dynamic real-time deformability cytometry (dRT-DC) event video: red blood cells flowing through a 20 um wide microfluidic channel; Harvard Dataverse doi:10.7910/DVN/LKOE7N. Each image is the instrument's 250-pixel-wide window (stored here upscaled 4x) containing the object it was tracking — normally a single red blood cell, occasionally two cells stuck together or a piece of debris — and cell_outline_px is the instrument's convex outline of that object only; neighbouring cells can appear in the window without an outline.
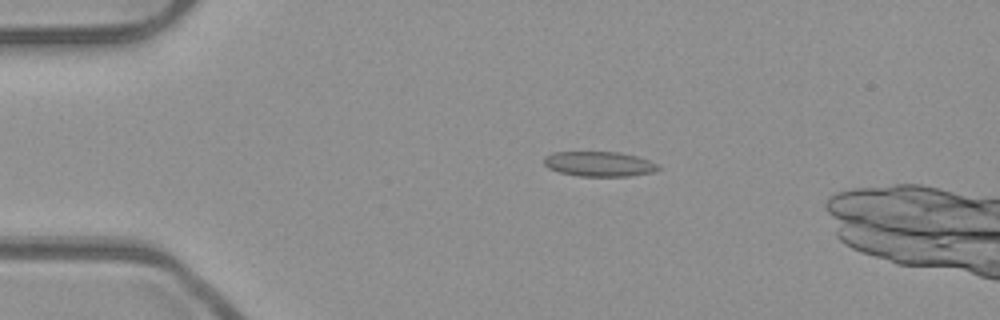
{"species": "common noctule bat (a hibernating species)", "species_latin": "Nyctalus noctula", "temperature_condition": "room temperature", "stored_images_in_passage": 48, "camera_frame_rate_fps": 3000, "um_per_image_px": 0.085, "animal": {"sex": "male", "body_mass_g": 23.1, "forearm_length_mm": 52.7}, "frame": {"image": 1, "passage_image": 8, "time_ms": 2.333, "image_size_px": [1000, 320], "cell_outline_px": [[664, 168], [652, 172], [628, 176], [580, 176], [560, 172], [548, 168], [544, 164], [544, 156], [552, 152], [620, 152], [636, 156], [660, 164]], "centroid_in_image_um": [50.96, 13.93], "position_along_channel_um": 34.0, "area_um2": 16.7}}
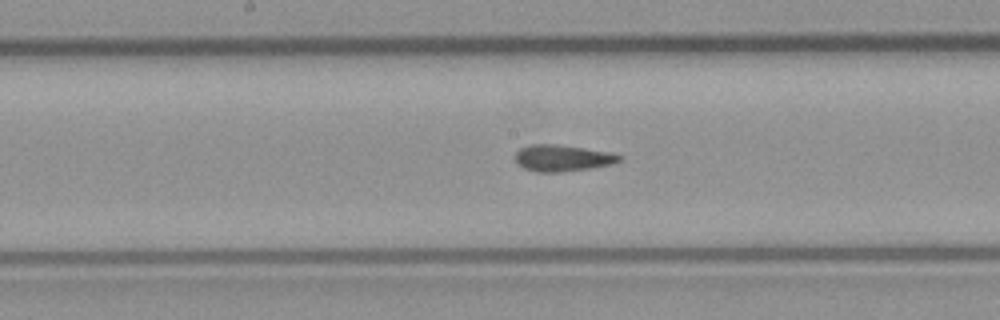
{"frame": {"image": 2, "passage_image": 24, "time_ms": 7.667, "image_size_px": [1000, 320], "cell_outline_px": [[624, 156], [620, 160], [612, 164], [592, 168], [560, 172], [536, 172], [524, 168], [516, 164], [516, 152], [520, 148], [532, 144], [552, 144], [584, 148], [608, 152]], "centroid_in_image_um": [47.79, 13.44], "position_along_channel_um": 200.4, "area_um2": 16.01}}
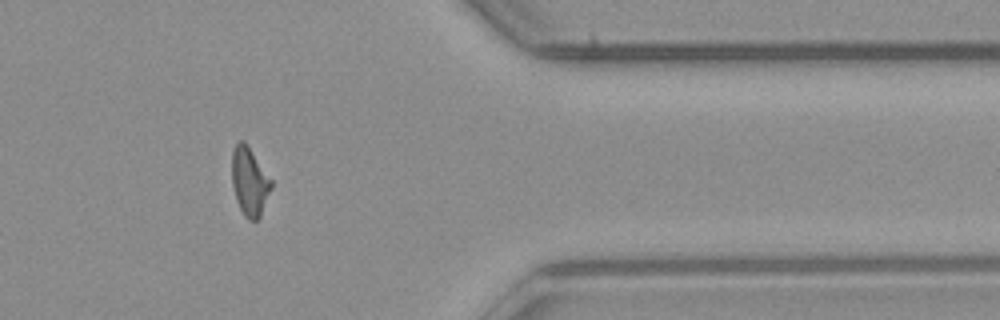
{"frame": {"image": 3, "passage_image": 40, "time_ms": 13.0, "image_size_px": [1000, 320], "cell_outline_px": [[272, 188], [260, 220], [248, 220], [244, 216], [236, 200], [232, 184], [232, 152], [236, 144], [240, 140], [244, 140], [272, 180]], "centroid_in_image_um": [21.23, 15.47], "position_along_channel_um": 390.2, "area_um2": 15.84}, "authors_computed_cell_mechanics": {"area_um2": 15.9528, "velocity_mm_per_s": 3.9451, "shape_relaxation_time_tau1_ms": null, "shape_relaxation_time_tau2_ms": 3.1965, "deformation_change_tau1": null, "deformation_change_tau2": 0.0935}}